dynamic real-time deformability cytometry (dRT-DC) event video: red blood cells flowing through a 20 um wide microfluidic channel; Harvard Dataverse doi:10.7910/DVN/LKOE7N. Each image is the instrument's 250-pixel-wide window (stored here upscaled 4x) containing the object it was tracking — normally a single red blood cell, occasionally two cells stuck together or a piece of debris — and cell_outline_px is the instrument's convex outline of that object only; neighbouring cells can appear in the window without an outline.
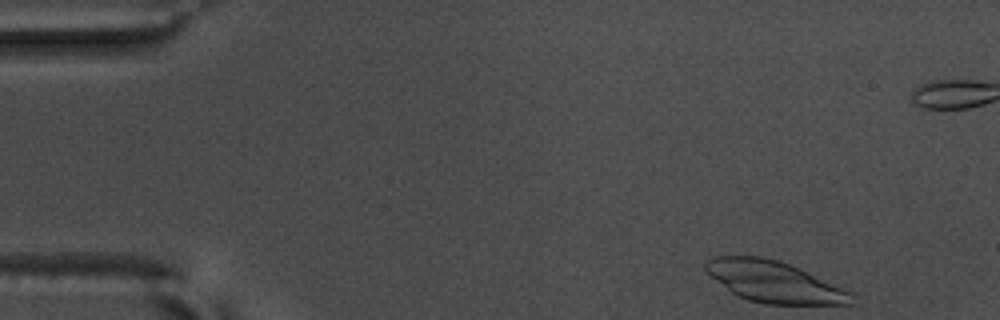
{"species": "common noctule bat (a hibernating species)", "species_latin": "Nyctalus noctula", "temperature_condition": "warm", "stored_images_in_passage": 53, "camera_frame_rate_fps": 3000, "um_per_image_px": 0.085, "animal": {"sex": "male", "body_mass_g": 17.5, "forearm_length_mm": 52.3}, "frame": {"image": 1, "passage_image": 1, "time_ms": 0.0, "image_size_px": [1000, 320], "cell_outline_px": [[856, 304], [764, 304], [748, 300], [732, 292], [716, 280], [704, 268], [704, 260], [712, 256], [760, 256], [776, 260], [788, 264], [848, 288], [856, 292]], "centroid_in_image_um": [65.9, 23.96], "position_along_channel_um": 19.1, "area_um2": 35.37}}